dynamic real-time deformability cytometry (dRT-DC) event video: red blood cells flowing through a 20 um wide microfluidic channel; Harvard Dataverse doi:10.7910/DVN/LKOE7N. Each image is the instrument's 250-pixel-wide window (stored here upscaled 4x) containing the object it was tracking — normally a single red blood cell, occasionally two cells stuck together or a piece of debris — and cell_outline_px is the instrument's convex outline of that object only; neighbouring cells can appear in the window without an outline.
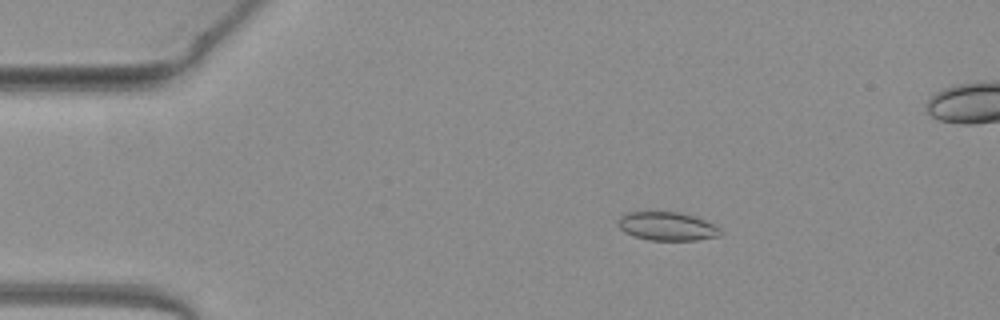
{"species": "common noctule bat (a hibernating species)", "species_latin": "Nyctalus noctula", "temperature_condition": "warm", "stored_images_in_passage": 45, "camera_frame_rate_fps": 3000, "um_per_image_px": 0.085, "animal": {"sex": "female", "body_mass_g": 19.3, "forearm_length_mm": 54.1}, "frame": {"image": 1, "passage_image": 2, "time_ms": 0.333, "image_size_px": [1000, 320], "cell_outline_px": [[724, 232], [720, 236], [696, 240], [648, 240], [624, 232], [616, 224], [620, 216], [628, 212], [680, 212], [704, 220], [720, 228]], "centroid_in_image_um": [56.7, 19.24], "position_along_channel_um": 28.3, "area_um2": 16.99}}
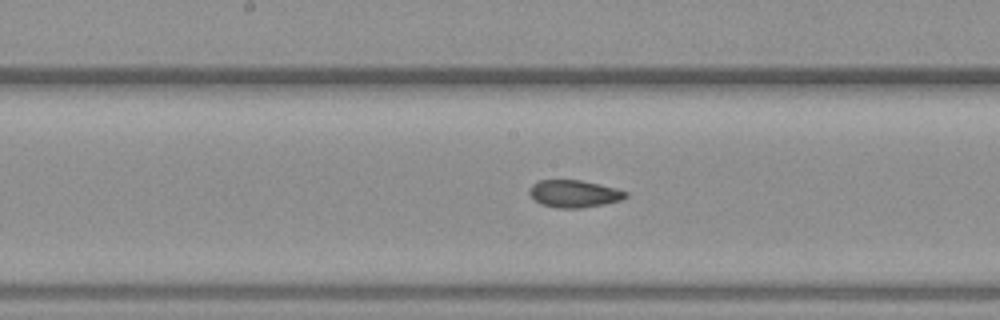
{"frame": {"image": 2, "passage_image": 19, "time_ms": 6.0, "image_size_px": [1000, 320], "cell_outline_px": [[628, 196], [620, 200], [604, 204], [580, 208], [556, 208], [540, 204], [528, 192], [532, 184], [540, 180], [580, 180], [600, 184], [616, 188], [628, 192]], "centroid_in_image_um": [48.8, 16.46], "position_along_channel_um": 199.4, "area_um2": 15.32}}
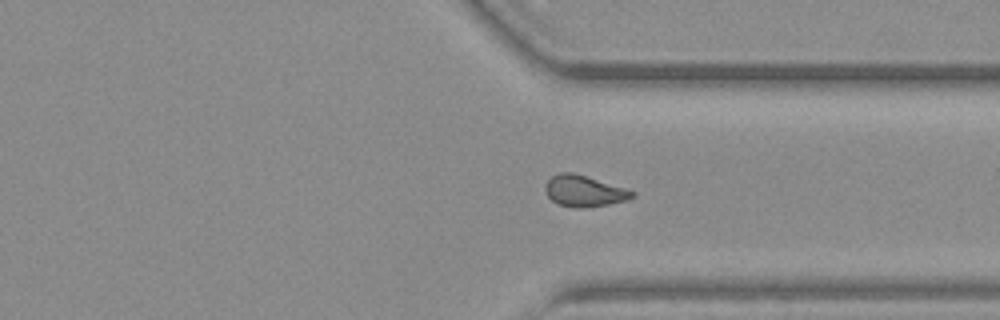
{"frame": {"image": 3, "passage_image": 31, "time_ms": 10.0, "image_size_px": [1000, 320], "cell_outline_px": [[636, 196], [624, 200], [608, 204], [588, 208], [572, 208], [560, 204], [552, 200], [544, 192], [544, 184], [552, 176], [560, 172], [572, 172], [624, 188], [636, 192]], "centroid_in_image_um": [49.61, 16.25], "position_along_channel_um": 361.8, "area_um2": 15.72}, "authors_computed_cell_mechanics": {"area_um2": 15.895, "velocity_mm_per_s": 4.0718, "shape_relaxation_time_tau1_ms": null, "shape_relaxation_time_tau2_ms": 1.7657, "deformation_change_tau1": null, "deformation_change_tau2": 0.0654}}